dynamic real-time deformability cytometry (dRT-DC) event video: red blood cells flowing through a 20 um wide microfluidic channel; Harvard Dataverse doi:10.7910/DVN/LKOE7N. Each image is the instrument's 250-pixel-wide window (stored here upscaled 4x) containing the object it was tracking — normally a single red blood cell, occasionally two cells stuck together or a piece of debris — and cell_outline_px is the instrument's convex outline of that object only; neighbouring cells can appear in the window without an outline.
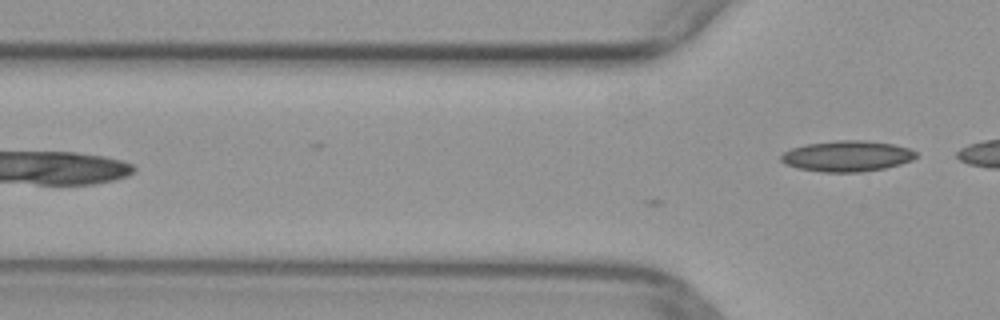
{"species": "common noctule bat (a hibernating species)", "species_latin": "Nyctalus noctula", "temperature_condition": "warm", "stored_images_in_passage": 3, "camera_frame_rate_fps": 3000, "um_per_image_px": 0.085, "animal": {"sex": "female", "body_mass_g": 29.2, "forearm_length_mm": 56.3}, "frame": {"image": 1, "passage_image": 3, "time_ms": 0.667, "image_size_px": [1000, 320], "cell_outline_px": [[916, 156], [912, 160], [900, 164], [884, 168], [860, 172], [820, 172], [796, 168], [784, 164], [780, 160], [780, 156], [784, 152], [792, 148], [808, 144], [836, 140], [864, 140], [892, 144], [908, 148], [916, 152]], "centroid_in_image_um": [71.96, 13.27], "position_along_channel_um": 53.8, "area_um2": 24.22}}